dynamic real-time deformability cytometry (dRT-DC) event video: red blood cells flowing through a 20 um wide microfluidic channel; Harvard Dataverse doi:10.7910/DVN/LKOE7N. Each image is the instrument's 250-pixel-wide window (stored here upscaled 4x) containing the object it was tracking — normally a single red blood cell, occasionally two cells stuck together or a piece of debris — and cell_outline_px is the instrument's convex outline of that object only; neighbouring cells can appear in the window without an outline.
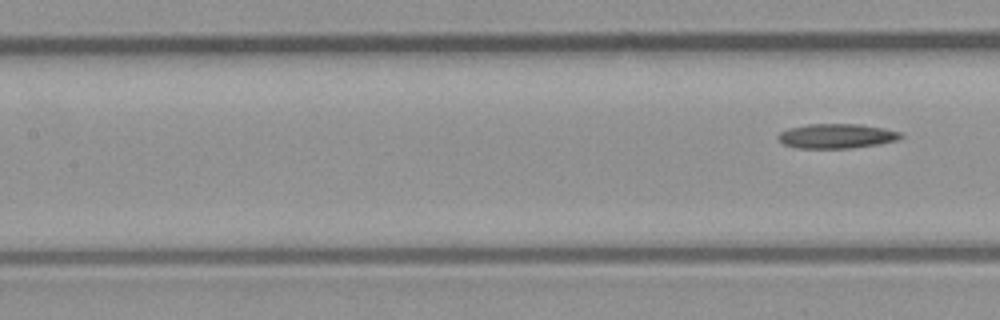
{"species": "common noctule bat (a hibernating species)", "species_latin": "Nyctalus noctula", "temperature_condition": "room temperature", "stored_images_in_passage": 7, "segment_of_instrument_passage": [2, 2], "camera_frame_rate_fps": 3000, "um_per_image_px": 0.085, "animal": {"sex": "male", "body_mass_g": 23.1, "forearm_length_mm": 52.7}, "frame": {"image": 1, "passage_image": 7, "time_ms": 2.0, "image_size_px": [1000, 320], "cell_outline_px": [[904, 136], [896, 140], [876, 144], [852, 148], [796, 148], [784, 144], [776, 140], [776, 136], [780, 132], [788, 128], [808, 124], [860, 124], [884, 128], [900, 132]], "centroid_in_image_um": [71.05, 11.56], "position_along_channel_um": 136.3, "area_um2": 17.63}}